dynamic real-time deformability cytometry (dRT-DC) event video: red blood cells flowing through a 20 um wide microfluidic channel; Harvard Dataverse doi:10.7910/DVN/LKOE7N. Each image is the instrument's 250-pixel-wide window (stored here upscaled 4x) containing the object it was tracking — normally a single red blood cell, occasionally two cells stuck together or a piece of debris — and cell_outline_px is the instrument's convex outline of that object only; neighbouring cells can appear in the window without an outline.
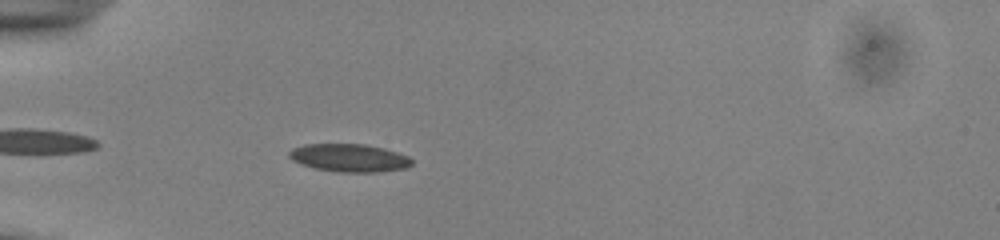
{"species": "common noctule bat (a hibernating species)", "species_latin": "Nyctalus noctula", "temperature_condition": "cold", "stored_images_in_passage": 39, "camera_frame_rate_fps": 3000, "um_per_image_px": 0.085, "animal": {"sex": "male", "body_mass_g": 13.0, "forearm_length_mm": 53.1}, "frame": {"image": 1, "passage_image": 4, "time_ms": 1.0, "image_size_px": [1000, 240], "cell_outline_px": [[412, 164], [408, 168], [376, 172], [340, 172], [316, 168], [300, 164], [292, 160], [288, 156], [288, 152], [292, 148], [304, 144], [364, 144], [384, 148], [408, 156], [412, 160]], "centroid_in_image_um": [29.68, 13.41], "position_along_channel_um": 55.3, "area_um2": 20.0}}
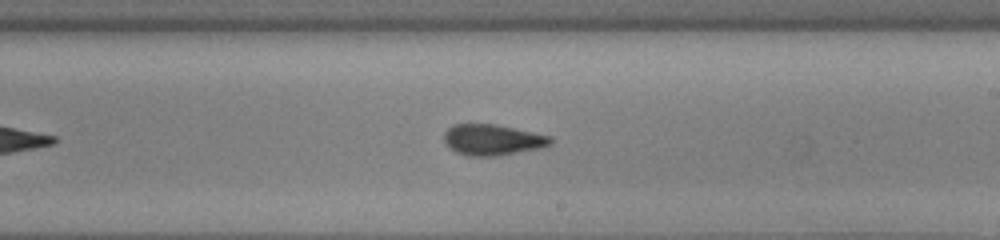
{"frame": {"image": 2, "passage_image": 20, "time_ms": 6.333, "image_size_px": [1000, 240], "cell_outline_px": [[552, 144], [544, 148], [496, 156], [468, 156], [456, 152], [444, 144], [444, 132], [452, 124], [496, 124], [552, 136]], "centroid_in_image_um": [41.88, 11.89], "position_along_channel_um": 247.1, "area_um2": 19.48}}
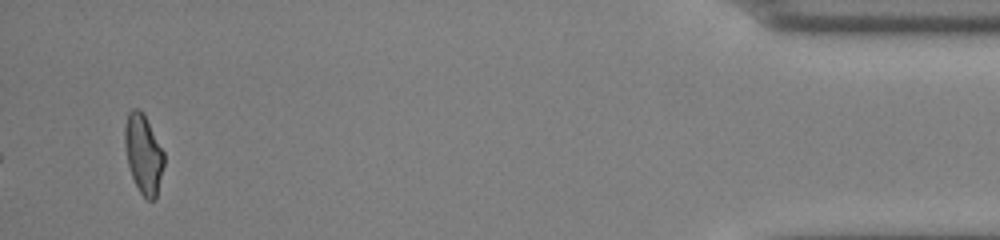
{"frame": {"image": 3, "passage_image": 39, "time_ms": 12.667, "image_size_px": [1000, 240], "cell_outline_px": [[164, 164], [156, 200], [148, 200], [140, 192], [132, 176], [128, 164], [124, 144], [124, 128], [128, 112], [132, 108], [140, 108], [144, 112], [164, 152]], "centroid_in_image_um": [12.19, 13.04], "position_along_channel_um": 423.0, "area_um2": 18.26}, "authors_computed_cell_mechanics": {"area_um2": 18.785, "velocity_mm_per_s": 3.8815, "shape_relaxation_time_tau1_ms": 2.3339, "shape_relaxation_time_tau2_ms": 1.2054, "deformation_change_tau1": 0.1079, "deformation_change_tau2": 0.0754}}